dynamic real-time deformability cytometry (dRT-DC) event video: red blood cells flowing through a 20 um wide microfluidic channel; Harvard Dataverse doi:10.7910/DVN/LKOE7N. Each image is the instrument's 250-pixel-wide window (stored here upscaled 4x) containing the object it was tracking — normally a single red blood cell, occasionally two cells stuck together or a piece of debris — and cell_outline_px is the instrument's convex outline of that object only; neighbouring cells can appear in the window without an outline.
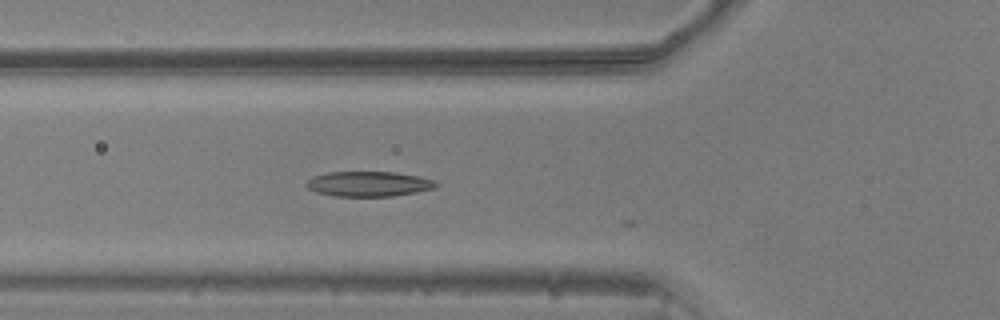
{"species": "common noctule bat (a hibernating species)", "species_latin": "Nyctalus noctula", "temperature_condition": "warm", "stored_images_in_passage": 4, "camera_frame_rate_fps": 3000, "um_per_image_px": 0.085, "animal": {"sex": "male", "body_mass_g": 20.5, "forearm_length_mm": 52.5}, "frame": {"image": 1, "passage_image": 3, "time_ms": 0.667, "image_size_px": [1000, 320], "cell_outline_px": [[440, 184], [436, 188], [416, 192], [392, 196], [332, 196], [316, 192], [308, 188], [304, 184], [312, 176], [328, 172], [396, 172], [420, 176], [432, 180]], "centroid_in_image_um": [31.33, 15.63], "position_along_channel_um": 94.5, "area_um2": 19.07}}